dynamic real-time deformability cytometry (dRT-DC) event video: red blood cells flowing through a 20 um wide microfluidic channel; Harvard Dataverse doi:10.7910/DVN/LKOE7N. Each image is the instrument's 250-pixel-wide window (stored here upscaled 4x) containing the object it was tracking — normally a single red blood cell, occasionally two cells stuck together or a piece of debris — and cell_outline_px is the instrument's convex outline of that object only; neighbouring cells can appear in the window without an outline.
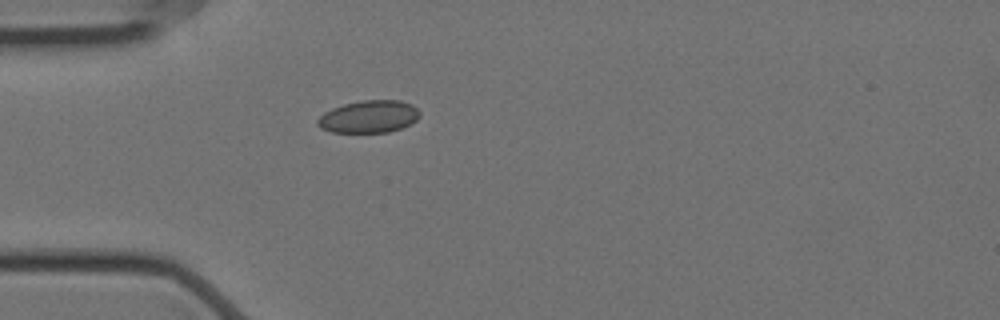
{"species": "Egyptian fruit bat (a non-hibernating species)", "species_latin": "Rousettus aegyptiacus", "temperature_condition": "cold", "stored_images_in_passage": 6, "camera_frame_rate_fps": 3000, "um_per_image_px": 0.085, "animal": {"sex": "female"}, "frame": {"image": 1, "passage_image": 1, "time_ms": 0.0, "image_size_px": [1000, 320], "cell_outline_px": [[420, 116], [416, 120], [400, 128], [388, 132], [332, 132], [320, 128], [316, 124], [316, 120], [324, 112], [332, 108], [344, 104], [364, 100], [400, 100], [412, 104], [420, 112]], "centroid_in_image_um": [31.34, 9.91], "position_along_channel_um": 53.7, "area_um2": 19.25}}
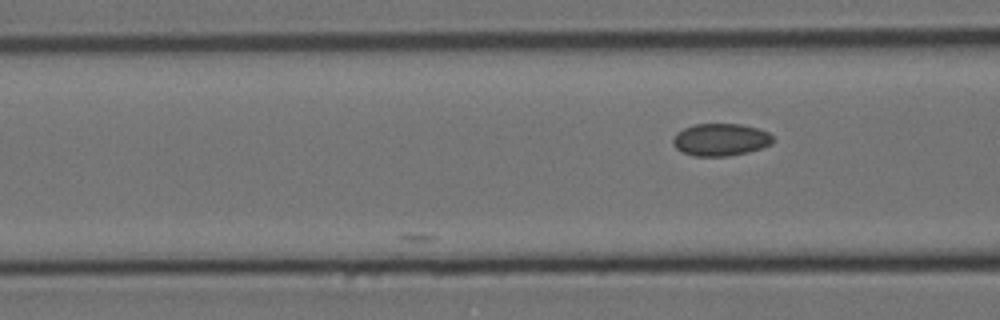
{"frame": {"image": 2, "passage_image": 6, "time_ms": 1.667, "image_size_px": [1000, 320], "cell_outline_px": [[776, 140], [772, 144], [748, 152], [728, 156], [692, 156], [676, 148], [672, 144], [672, 140], [676, 132], [684, 128], [696, 124], [740, 124], [756, 128], [768, 132]], "centroid_in_image_um": [61.25, 11.87], "position_along_channel_um": 105.4, "area_um2": 18.9}}